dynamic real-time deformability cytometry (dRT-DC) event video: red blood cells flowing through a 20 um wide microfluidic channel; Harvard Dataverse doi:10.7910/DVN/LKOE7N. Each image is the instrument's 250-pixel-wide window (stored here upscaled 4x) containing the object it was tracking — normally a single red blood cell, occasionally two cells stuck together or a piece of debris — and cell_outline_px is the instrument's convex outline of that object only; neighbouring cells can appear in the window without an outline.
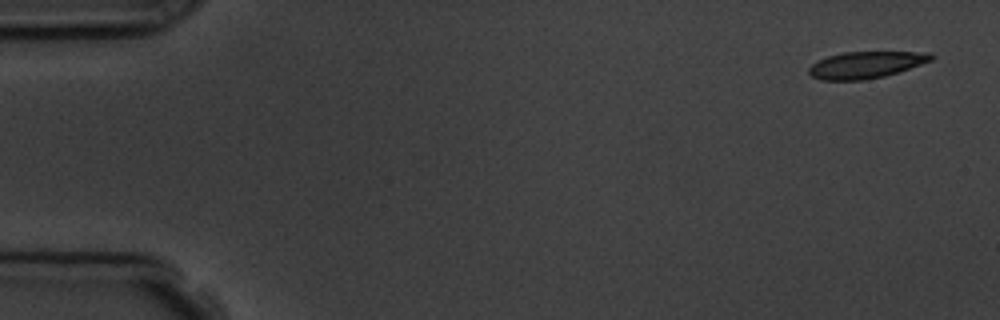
{"species": "common noctule bat (a hibernating species)", "species_latin": "Nyctalus noctula", "temperature_condition": "room temperature", "stored_images_in_passage": 4, "camera_frame_rate_fps": 3000, "um_per_image_px": 0.085, "animal": {"sex": "male", "body_mass_g": 19.5, "forearm_length_mm": 54.6}, "frame": {"image": 1, "passage_image": 1, "time_ms": 0.0, "image_size_px": [1000, 320], "cell_outline_px": [[936, 56], [932, 60], [884, 76], [864, 80], [820, 80], [812, 76], [808, 72], [808, 68], [812, 64], [828, 56], [844, 52], [928, 52]], "centroid_in_image_um": [73.58, 5.51], "position_along_channel_um": 11.4, "area_um2": 18.84}}
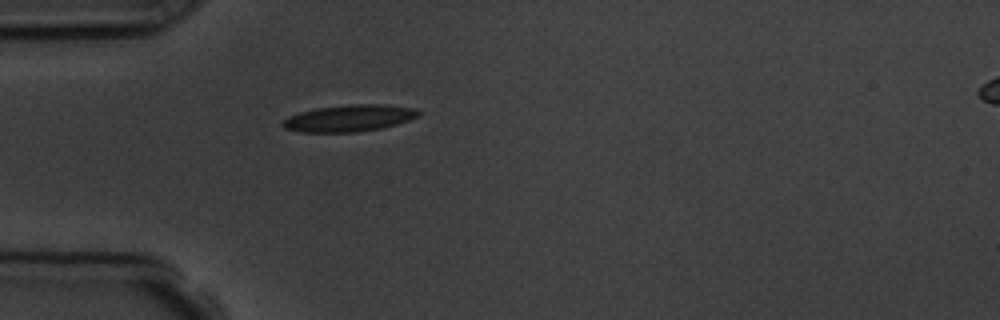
{"frame": {"image": 2, "passage_image": 4, "time_ms": 4.333, "image_size_px": [1000, 320], "cell_outline_px": [[420, 116], [396, 124], [380, 128], [356, 132], [300, 132], [284, 128], [280, 124], [288, 116], [300, 112], [316, 108], [352, 104], [384, 104], [412, 108], [420, 112]], "centroid_in_image_um": [29.65, 10.04], "position_along_channel_um": 55.4, "area_um2": 21.04}}